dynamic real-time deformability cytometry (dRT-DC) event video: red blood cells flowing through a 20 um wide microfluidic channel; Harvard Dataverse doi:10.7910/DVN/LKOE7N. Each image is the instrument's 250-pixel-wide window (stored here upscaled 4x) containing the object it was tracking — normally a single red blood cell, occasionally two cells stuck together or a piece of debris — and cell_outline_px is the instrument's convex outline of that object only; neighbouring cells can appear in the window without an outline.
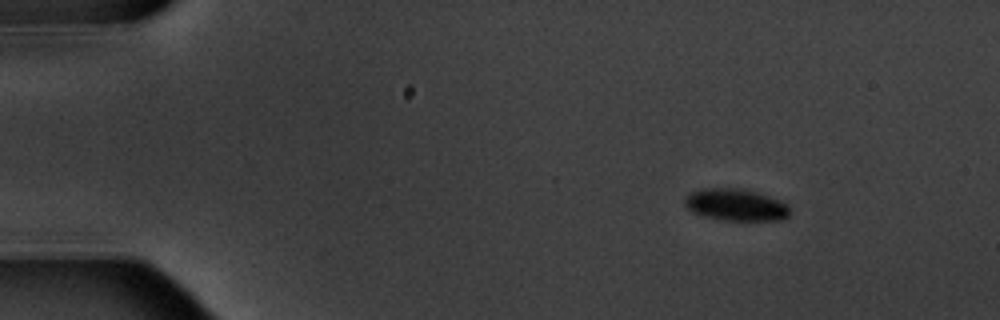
{"species": "common noctule bat (a hibernating species)", "species_latin": "Nyctalus noctula", "temperature_condition": "warm", "stored_images_in_passage": 6, "camera_frame_rate_fps": 3000, "um_per_image_px": 0.085, "animal": {"sex": "male", "body_mass_g": 20.1, "forearm_length_mm": 53.5}, "frame": {"image": 1, "passage_image": 2, "time_ms": 1.0, "image_size_px": [1000, 320], "cell_outline_px": [[792, 212], [788, 220], [724, 220], [704, 216], [692, 212], [684, 204], [684, 200], [692, 192], [704, 188], [736, 188], [756, 192], [780, 200], [788, 204]], "centroid_in_image_um": [62.62, 17.43], "position_along_channel_um": 22.4, "area_um2": 19.65}}
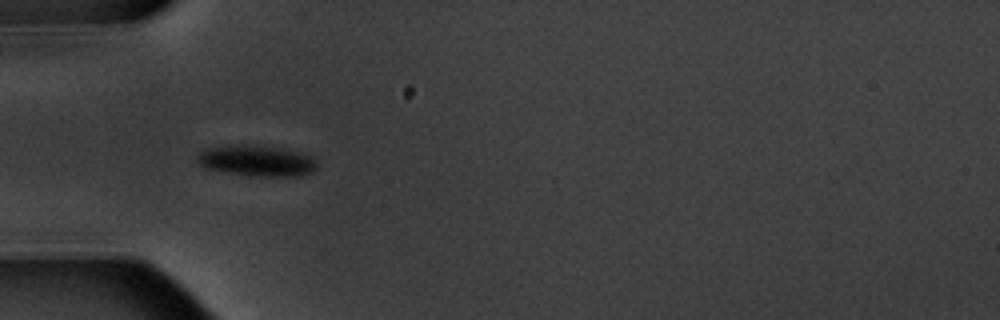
{"frame": {"image": 2, "passage_image": 5, "time_ms": 4.667, "image_size_px": [1000, 320], "cell_outline_px": [[316, 168], [312, 172], [300, 176], [248, 176], [204, 168], [196, 160], [196, 156], [204, 148], [228, 144], [256, 144], [280, 148], [312, 156], [316, 160]], "centroid_in_image_um": [21.76, 13.65], "position_along_channel_um": 63.2, "area_um2": 22.02}}
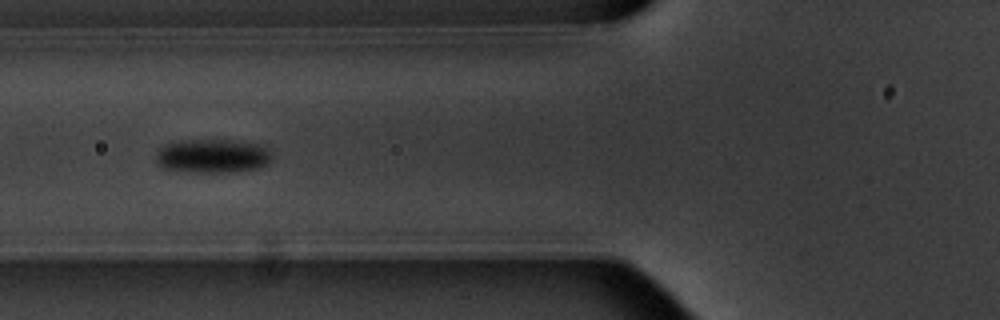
{"frame": {"image": 3, "passage_image": 6, "time_ms": 6.0, "image_size_px": [1000, 320], "cell_outline_px": [[272, 156], [268, 164], [260, 168], [232, 172], [192, 172], [164, 168], [156, 160], [156, 152], [164, 144], [188, 140], [232, 140], [256, 144], [268, 148]], "centroid_in_image_um": [18.09, 13.26], "position_along_channel_um": 107.7, "area_um2": 22.83}}